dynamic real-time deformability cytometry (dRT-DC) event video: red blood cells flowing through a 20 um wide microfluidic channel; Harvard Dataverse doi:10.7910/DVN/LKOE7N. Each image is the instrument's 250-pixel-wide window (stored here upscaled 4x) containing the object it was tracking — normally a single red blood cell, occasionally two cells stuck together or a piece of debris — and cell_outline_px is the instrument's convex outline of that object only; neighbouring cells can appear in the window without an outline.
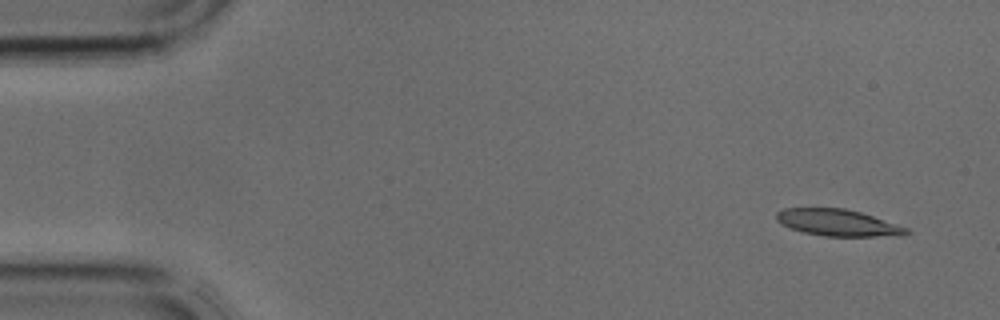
{"species": "common noctule bat (a hibernating species)", "species_latin": "Nyctalus noctula", "temperature_condition": "cold", "stored_images_in_passage": 3, "segment_of_instrument_passage": [2, 2], "camera_frame_rate_fps": 3000, "um_per_image_px": 0.085, "animal": {"sex": "male", "body_mass_g": 17.9, "forearm_length_mm": 54.2}, "frame": {"image": 1, "passage_image": 3, "time_ms": 0.667, "image_size_px": [1000, 320], "cell_outline_px": [[912, 232], [904, 236], [824, 236], [804, 232], [780, 224], [776, 220], [776, 212], [784, 208], [844, 208], [860, 212], [908, 228]], "centroid_in_image_um": [71.23, 18.93], "position_along_channel_um": 13.8, "area_um2": 20.17}}